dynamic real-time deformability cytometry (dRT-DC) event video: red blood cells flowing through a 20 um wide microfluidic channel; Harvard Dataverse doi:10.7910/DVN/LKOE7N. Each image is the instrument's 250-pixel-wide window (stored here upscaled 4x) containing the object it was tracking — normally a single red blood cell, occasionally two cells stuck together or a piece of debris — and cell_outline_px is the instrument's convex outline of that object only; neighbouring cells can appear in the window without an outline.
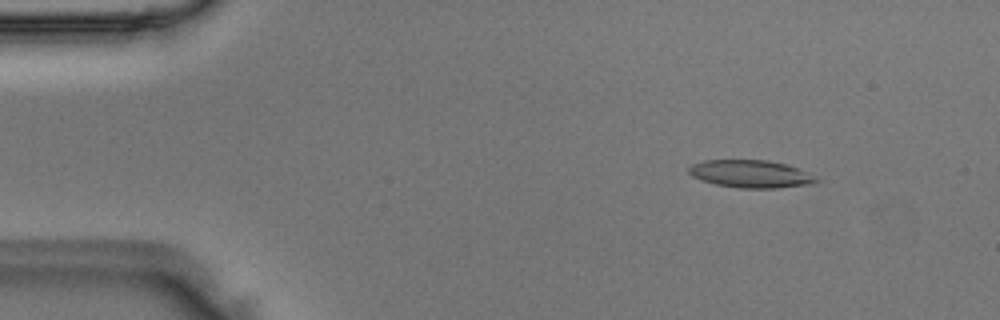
{"species": "Egyptian fruit bat (a non-hibernating species)", "species_latin": "Rousettus aegyptiacus", "temperature_condition": "room temperature", "stored_images_in_passage": 45, "camera_frame_rate_fps": 3000, "um_per_image_px": 0.085, "animal": {"sex": "male"}, "frame": {"image": 1, "passage_image": 1, "time_ms": 0.0, "image_size_px": [1000, 320], "cell_outline_px": [[820, 180], [812, 184], [776, 188], [740, 188], [716, 184], [692, 176], [688, 172], [688, 168], [692, 164], [704, 160], [768, 160], [788, 164]], "centroid_in_image_um": [63.79, 14.78], "position_along_channel_um": 21.2, "area_um2": 20.29}}
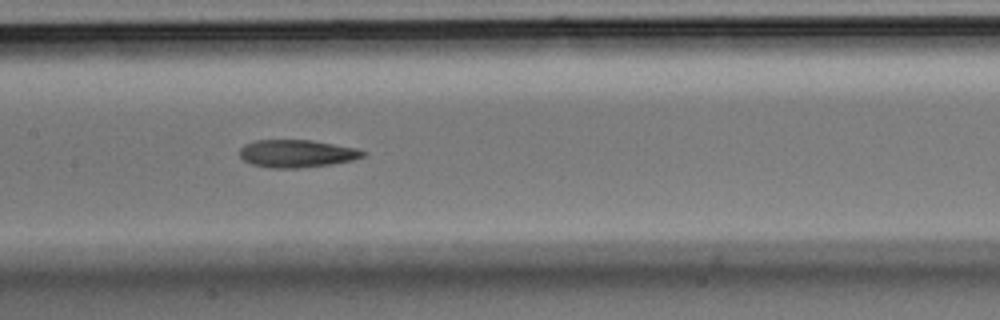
{"frame": {"image": 2, "passage_image": 19, "time_ms": 6.0, "image_size_px": [1000, 320], "cell_outline_px": [[368, 152], [364, 156], [352, 160], [332, 164], [296, 168], [272, 168], [252, 164], [244, 160], [240, 156], [240, 148], [244, 144], [256, 140], [312, 140], [356, 148]], "centroid_in_image_um": [25.23, 13.05], "position_along_channel_um": 182.2, "area_um2": 19.83}}
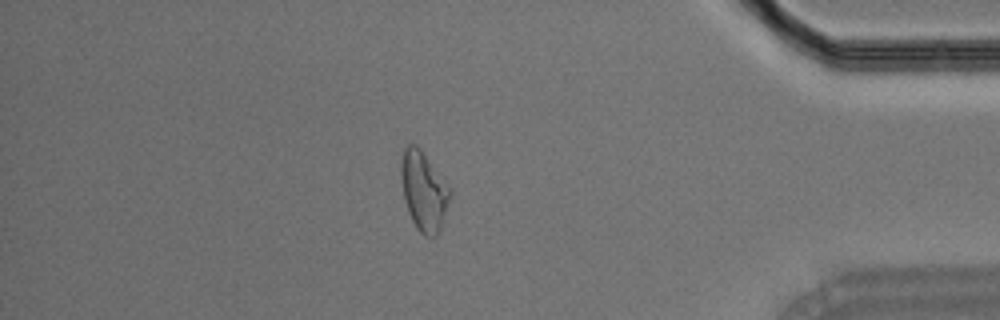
{"frame": {"image": 3, "passage_image": 38, "time_ms": 12.333, "image_size_px": [1000, 320], "cell_outline_px": [[452, 192], [440, 228], [436, 236], [424, 236], [416, 228], [408, 212], [404, 200], [400, 176], [400, 164], [404, 148], [408, 144], [416, 144], [420, 148]], "centroid_in_image_um": [35.98, 16.24], "position_along_channel_um": 399.2, "area_um2": 22.31}}